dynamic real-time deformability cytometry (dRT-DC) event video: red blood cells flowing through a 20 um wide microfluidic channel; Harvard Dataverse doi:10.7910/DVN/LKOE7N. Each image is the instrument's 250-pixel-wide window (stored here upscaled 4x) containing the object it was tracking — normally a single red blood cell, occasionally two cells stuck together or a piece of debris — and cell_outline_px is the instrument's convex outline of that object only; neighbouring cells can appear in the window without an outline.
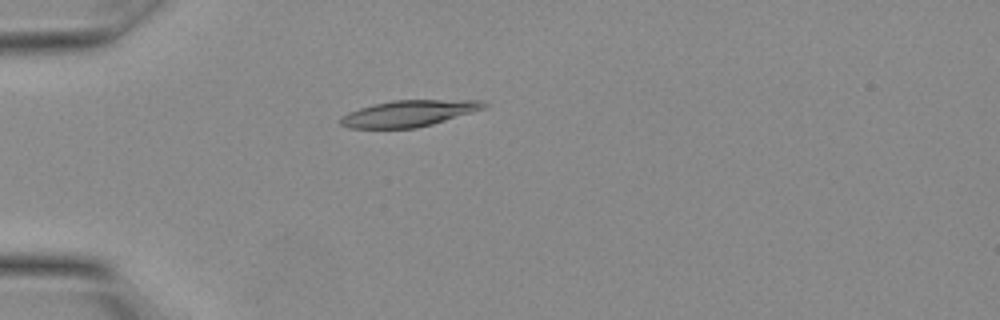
{"species": "Egyptian fruit bat (a non-hibernating species)", "species_latin": "Rousettus aegyptiacus", "temperature_condition": "warm", "stored_images_in_passage": 9, "camera_frame_rate_fps": 3000, "um_per_image_px": 0.085, "animal": {"sex": "female"}, "frame": {"image": 1, "passage_image": 1, "time_ms": 0.0, "image_size_px": [1000, 320], "cell_outline_px": [[488, 104], [484, 108], [472, 112], [432, 124], [416, 128], [348, 128], [340, 124], [340, 120], [348, 112], [360, 108], [392, 100], [480, 100]], "centroid_in_image_um": [34.75, 9.64], "position_along_channel_um": 50.3, "area_um2": 21.68}}
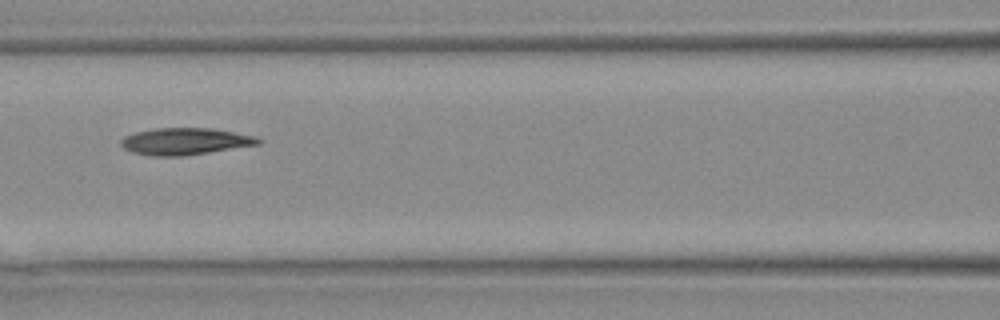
{"frame": {"image": 2, "passage_image": 6, "time_ms": 1.667, "image_size_px": [1000, 320], "cell_outline_px": [[264, 140], [260, 144], [208, 152], [180, 156], [152, 156], [132, 152], [124, 148], [120, 144], [120, 140], [124, 136], [136, 132], [156, 128], [212, 128], [256, 136]], "centroid_in_image_um": [15.74, 12.01], "position_along_channel_um": 150.9, "area_um2": 21.44}}
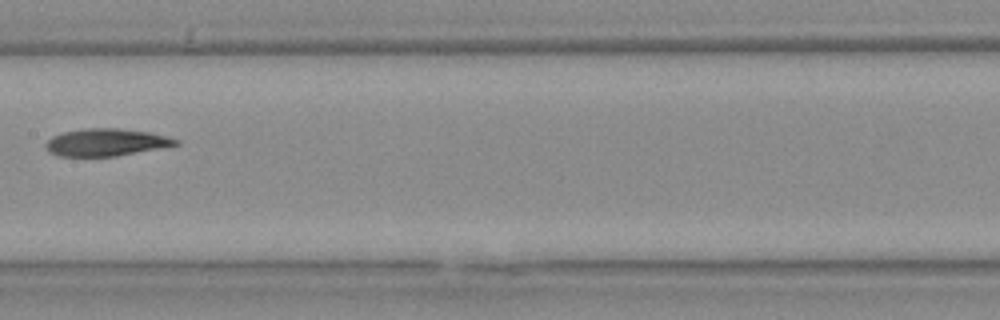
{"frame": {"image": 3, "passage_image": 8, "time_ms": 2.333, "image_size_px": [1000, 320], "cell_outline_px": [[180, 144], [116, 156], [60, 156], [52, 152], [44, 144], [52, 136], [60, 132], [84, 128], [120, 128], [148, 132], [180, 140]], "centroid_in_image_um": [9.0, 12.08], "position_along_channel_um": 198.4, "area_um2": 20.52}}